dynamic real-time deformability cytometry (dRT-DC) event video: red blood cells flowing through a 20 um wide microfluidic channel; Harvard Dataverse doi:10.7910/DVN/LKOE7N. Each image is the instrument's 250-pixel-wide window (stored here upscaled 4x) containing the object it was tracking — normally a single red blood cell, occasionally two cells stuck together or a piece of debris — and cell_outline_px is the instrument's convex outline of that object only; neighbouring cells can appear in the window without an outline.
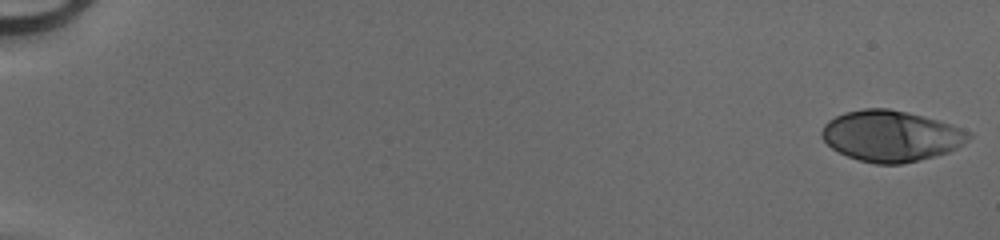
{"species": "human", "species_latin": "Homo sapiens", "temperature_condition": "cold", "stored_images_in_passage": 49, "camera_frame_rate_fps": 3000, "um_per_image_px": 0.085, "donor": {"sex": "male"}, "frame": {"image": 1, "passage_image": 1, "time_ms": 0.0, "image_size_px": [1000, 240], "cell_outline_px": [[972, 136], [968, 140], [956, 148], [948, 152], [920, 160], [900, 164], [876, 164], [860, 160], [848, 156], [832, 148], [820, 136], [820, 132], [824, 124], [828, 120], [844, 112], [864, 108], [888, 108], [936, 120], [972, 132]], "centroid_in_image_um": [75.7, 11.56], "position_along_channel_um": 9.3, "area_um2": 43.29}}
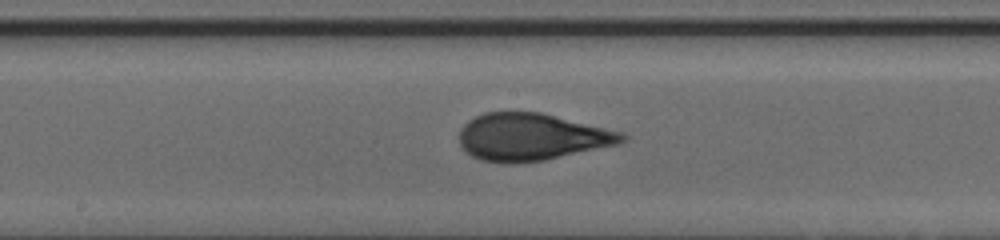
{"frame": {"image": 2, "passage_image": 28, "time_ms": 9.0, "image_size_px": [1000, 240], "cell_outline_px": [[628, 140], [620, 144], [544, 160], [508, 164], [480, 160], [472, 156], [460, 144], [460, 128], [468, 120], [484, 112], [540, 112], [624, 132], [628, 136]], "centroid_in_image_um": [45.22, 11.64], "position_along_channel_um": 203.0, "area_um2": 44.91}}
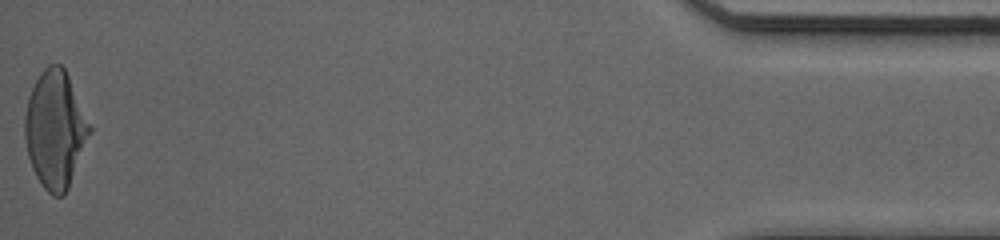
{"frame": {"image": 3, "passage_image": 49, "time_ms": 16.0, "image_size_px": [1000, 240], "cell_outline_px": [[92, 132], [68, 188], [64, 196], [52, 196], [44, 188], [36, 176], [32, 168], [28, 156], [24, 136], [24, 116], [28, 96], [40, 72], [48, 64], [60, 64], [64, 68], [68, 76], [92, 128]], "centroid_in_image_um": [4.68, 11.01], "position_along_channel_um": 430.5, "area_um2": 44.27}}